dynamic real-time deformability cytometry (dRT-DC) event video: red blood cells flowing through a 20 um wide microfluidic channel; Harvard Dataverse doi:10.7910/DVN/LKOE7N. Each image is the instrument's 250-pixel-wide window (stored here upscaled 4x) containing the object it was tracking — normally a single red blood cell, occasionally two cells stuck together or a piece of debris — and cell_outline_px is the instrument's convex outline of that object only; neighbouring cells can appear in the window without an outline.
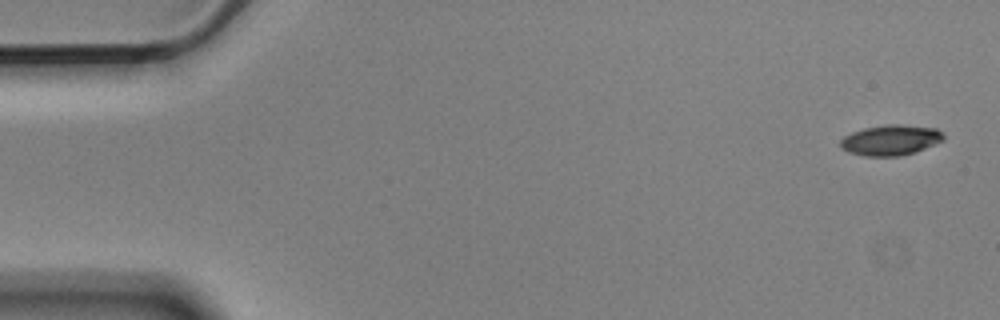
{"species": "Egyptian fruit bat (a non-hibernating species)", "species_latin": "Rousettus aegyptiacus", "temperature_condition": "cold", "stored_images_in_passage": 7, "camera_frame_rate_fps": 3000, "um_per_image_px": 0.085, "animal": {"sex": "male"}, "frame": {"image": 1, "passage_image": 1, "time_ms": 0.0, "image_size_px": [1000, 320], "cell_outline_px": [[944, 140], [916, 152], [900, 156], [864, 156], [848, 152], [840, 148], [840, 140], [844, 136], [852, 132], [864, 128], [888, 124], [900, 124], [936, 128], [944, 136]], "centroid_in_image_um": [75.68, 11.91], "position_along_channel_um": 9.3, "area_um2": 18.38}}
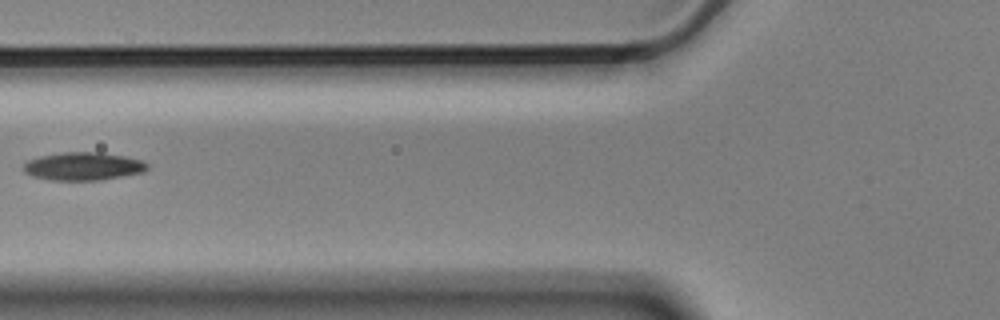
{"frame": {"image": 2, "passage_image": 6, "time_ms": 1.667, "image_size_px": [1000, 320], "cell_outline_px": [[148, 168], [144, 172], [96, 180], [52, 180], [32, 176], [24, 172], [24, 164], [28, 160], [40, 156], [64, 152], [100, 152], [124, 156], [144, 160], [148, 164]], "centroid_in_image_um": [7.08, 14.12], "position_along_channel_um": 118.7, "area_um2": 20.11}}
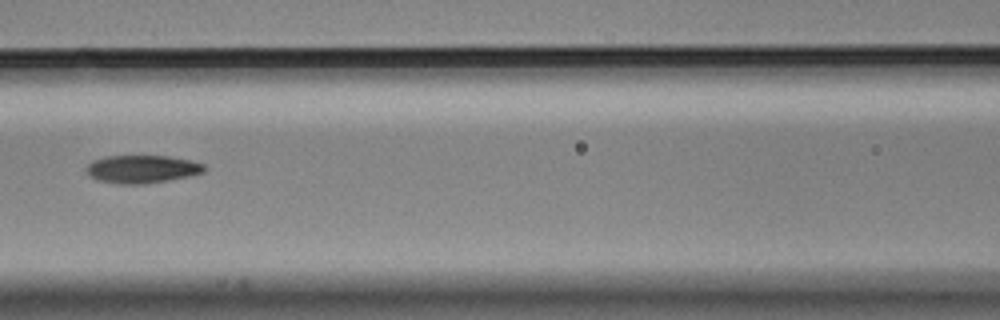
{"frame": {"image": 3, "passage_image": 7, "time_ms": 2.0, "image_size_px": [1000, 320], "cell_outline_px": [[208, 168], [204, 172], [188, 176], [168, 180], [140, 184], [120, 184], [96, 180], [84, 168], [92, 160], [104, 156], [168, 156], [188, 160], [204, 164]], "centroid_in_image_um": [12.06, 14.37], "position_along_channel_um": 154.5, "area_um2": 19.13}}